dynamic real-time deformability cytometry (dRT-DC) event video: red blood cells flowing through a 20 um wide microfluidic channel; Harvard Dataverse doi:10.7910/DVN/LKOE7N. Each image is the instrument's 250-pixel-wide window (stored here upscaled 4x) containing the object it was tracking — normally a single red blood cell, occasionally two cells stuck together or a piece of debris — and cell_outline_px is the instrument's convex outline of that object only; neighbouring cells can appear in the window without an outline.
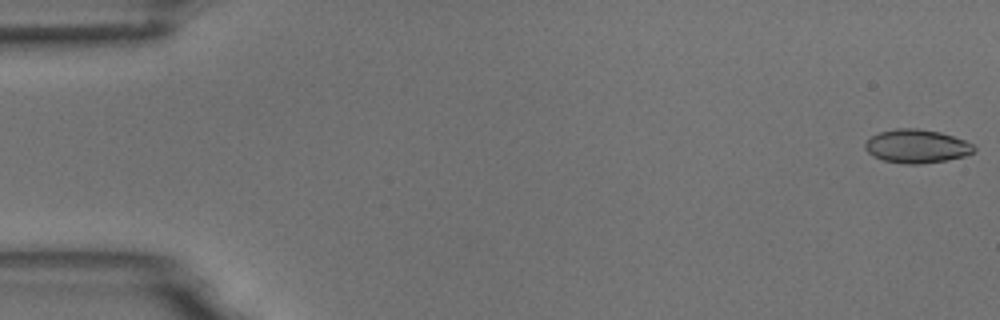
{"species": "common noctule bat (a hibernating species)", "species_latin": "Nyctalus noctula", "temperature_condition": "room temperature", "stored_images_in_passage": 7, "camera_frame_rate_fps": 3000, "um_per_image_px": 0.085, "animal": {"sex": "male", "body_mass_g": 18.8}, "frame": {"image": 1, "passage_image": 1, "time_ms": 0.0, "image_size_px": [1000, 320], "cell_outline_px": [[976, 152], [964, 156], [948, 160], [920, 164], [908, 164], [884, 160], [872, 156], [864, 148], [864, 144], [872, 136], [880, 132], [896, 128], [916, 128], [940, 132], [964, 140], [972, 144], [976, 148]], "centroid_in_image_um": [77.93, 12.43], "position_along_channel_um": 7.1, "area_um2": 21.27}}
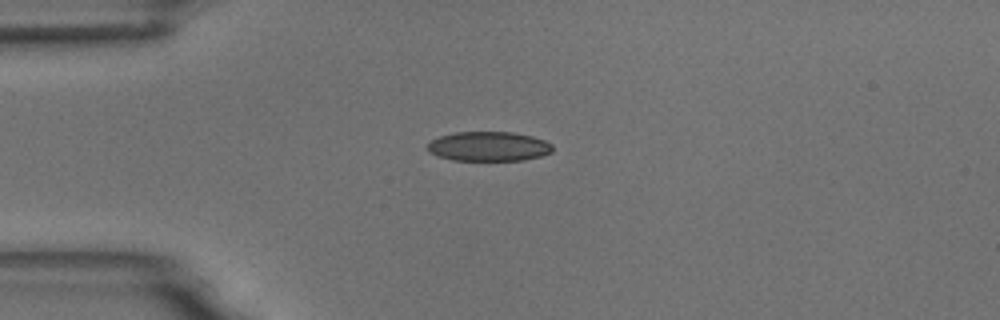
{"frame": {"image": 2, "passage_image": 5, "time_ms": 4.333, "image_size_px": [1000, 320], "cell_outline_px": [[552, 152], [540, 156], [524, 160], [452, 160], [428, 152], [424, 148], [432, 140], [440, 136], [456, 132], [512, 132], [532, 136], [544, 140], [552, 144]], "centroid_in_image_um": [41.52, 12.44], "position_along_channel_um": 43.5, "area_um2": 21.5}}